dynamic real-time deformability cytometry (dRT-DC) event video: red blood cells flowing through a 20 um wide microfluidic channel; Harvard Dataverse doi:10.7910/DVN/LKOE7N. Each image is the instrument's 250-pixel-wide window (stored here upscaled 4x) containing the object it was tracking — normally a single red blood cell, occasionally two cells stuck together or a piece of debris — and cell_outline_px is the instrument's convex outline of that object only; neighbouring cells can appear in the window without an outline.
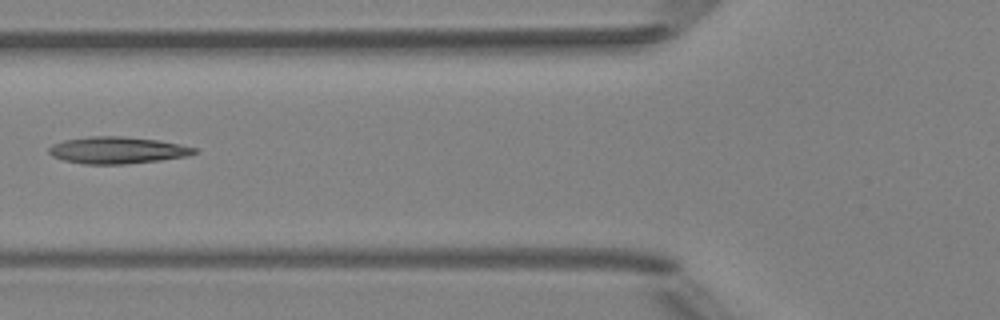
{"species": "Egyptian fruit bat (a non-hibernating species)", "species_latin": "Rousettus aegyptiacus", "temperature_condition": "room temperature", "stored_images_in_passage": 4, "camera_frame_rate_fps": 3000, "um_per_image_px": 0.085, "animal": {"sex": "female"}, "frame": {"image": 1, "passage_image": 4, "time_ms": 4.333, "image_size_px": [1000, 320], "cell_outline_px": [[196, 152], [188, 156], [160, 160], [124, 164], [84, 164], [64, 160], [52, 156], [48, 152], [48, 148], [52, 144], [64, 140], [88, 136], [120, 136], [156, 140], [196, 148]], "centroid_in_image_um": [9.91, 12.77], "position_along_channel_um": 115.9, "area_um2": 22.54}}